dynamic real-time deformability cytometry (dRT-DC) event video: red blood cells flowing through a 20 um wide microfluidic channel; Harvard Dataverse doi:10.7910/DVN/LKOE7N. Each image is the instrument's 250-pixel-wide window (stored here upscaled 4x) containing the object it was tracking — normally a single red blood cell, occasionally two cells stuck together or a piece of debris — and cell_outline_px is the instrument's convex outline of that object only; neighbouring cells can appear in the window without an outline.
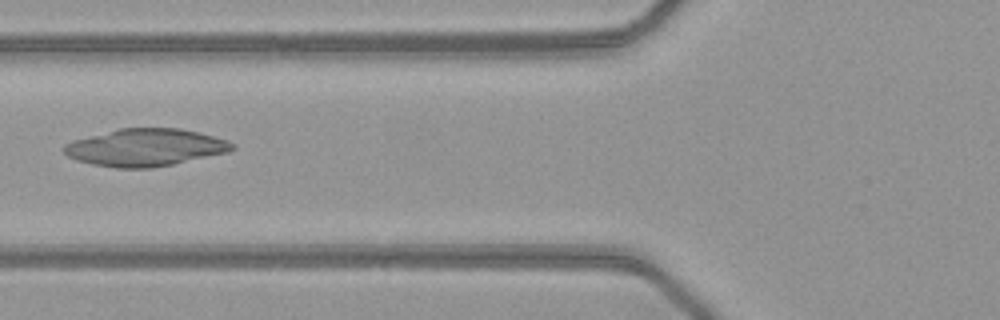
{"species": "common noctule bat (a hibernating species)", "species_latin": "Nyctalus noctula", "temperature_condition": "warm", "stored_images_in_passage": 50, "camera_frame_rate_fps": 3000, "um_per_image_px": 0.085, "animal": {"sex": "female", "body_mass_g": 21.9}, "frame": {"image": 1, "passage_image": 20, "time_ms": 6.333, "image_size_px": [1000, 320], "cell_outline_px": [[236, 148], [228, 152], [172, 164], [152, 168], [116, 168], [92, 164], [76, 160], [68, 156], [64, 152], [64, 144], [72, 140], [120, 128], [180, 128], [228, 140], [236, 144]], "centroid_in_image_um": [12.35, 12.53], "position_along_channel_um": 113.4, "area_um2": 36.53}}
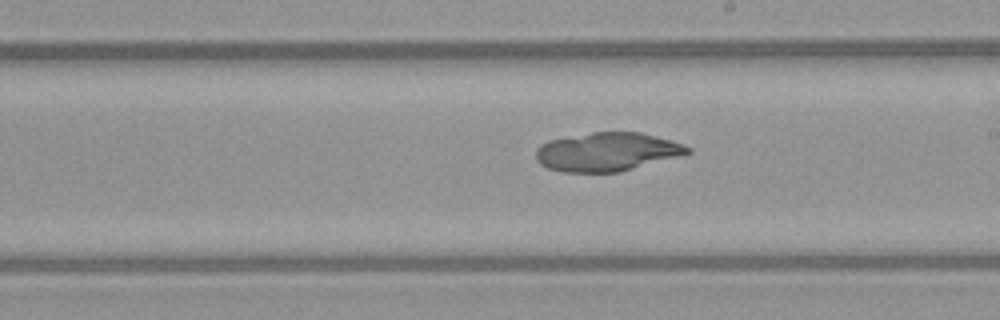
{"frame": {"image": 2, "passage_image": 29, "time_ms": 9.333, "image_size_px": [1000, 320], "cell_outline_px": [[692, 152], [620, 172], [564, 172], [548, 168], [540, 164], [536, 160], [536, 148], [540, 144], [548, 140], [592, 132], [640, 132], [672, 140], [684, 144], [692, 148]], "centroid_in_image_um": [51.58, 12.9], "position_along_channel_um": 237.4, "area_um2": 34.16}}
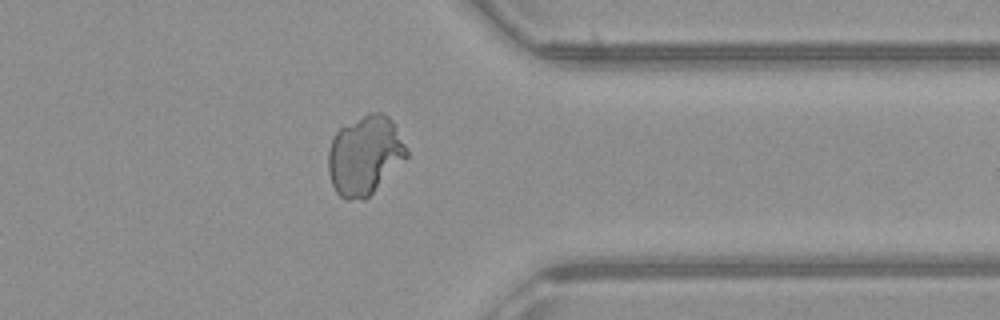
{"frame": {"image": 3, "passage_image": 40, "time_ms": 13.0, "image_size_px": [1000, 320], "cell_outline_px": [[408, 156], [364, 200], [344, 200], [336, 192], [332, 184], [328, 172], [328, 148], [336, 132], [340, 128], [368, 112], [384, 112], [396, 124], [408, 148]], "centroid_in_image_um": [31.01, 13.18], "position_along_channel_um": 380.4, "area_um2": 36.3}}